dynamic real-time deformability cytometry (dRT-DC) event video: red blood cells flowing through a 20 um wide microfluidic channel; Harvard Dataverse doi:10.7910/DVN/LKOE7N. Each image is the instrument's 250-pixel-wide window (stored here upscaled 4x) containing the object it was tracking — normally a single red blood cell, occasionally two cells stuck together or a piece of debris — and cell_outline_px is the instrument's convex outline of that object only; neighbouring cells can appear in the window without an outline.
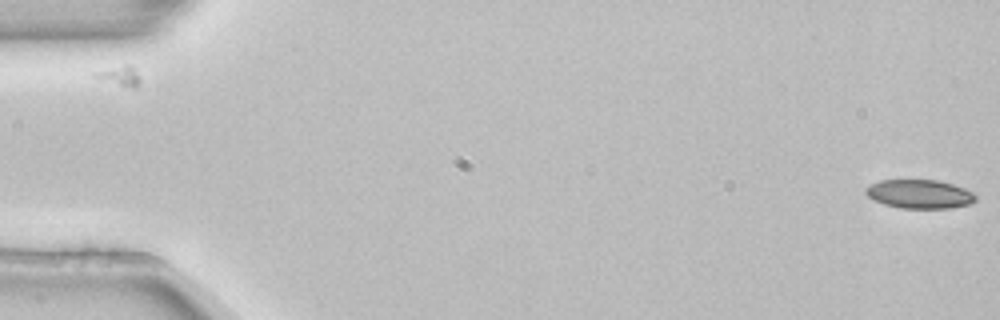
{"species": "common noctule bat (a hibernating species)", "species_latin": "Nyctalus noctula", "temperature_condition": "room temperature", "stored_images_in_passage": 5, "segment_of_instrument_passage": [1, 2], "camera_frame_rate_fps": 3000, "um_per_image_px": 0.085, "animal": {"sex": "female", "body_mass_g": 22.7, "forearm_length_mm": 54.2}, "frame": {"image": 1, "passage_image": 1, "time_ms": 0.0, "image_size_px": [1000, 320], "cell_outline_px": [[976, 200], [968, 204], [948, 208], [900, 208], [884, 204], [872, 200], [864, 192], [864, 188], [880, 180], [936, 180], [952, 184], [964, 188], [972, 192], [976, 196]], "centroid_in_image_um": [78.12, 16.49], "position_along_channel_um": 6.9, "area_um2": 18.38}}
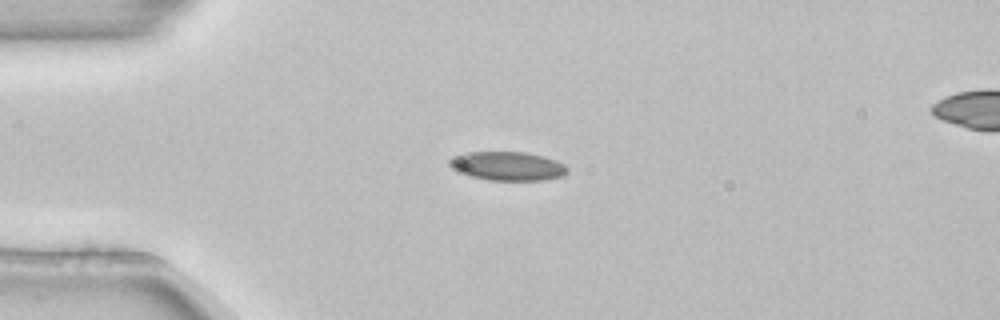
{"frame": {"image": 2, "passage_image": 4, "time_ms": 1.0, "image_size_px": [1000, 320], "cell_outline_px": [[568, 172], [564, 176], [544, 180], [488, 180], [456, 172], [448, 164], [448, 160], [452, 156], [464, 152], [528, 152], [544, 156], [556, 160], [564, 164], [568, 168]], "centroid_in_image_um": [43.13, 14.11], "position_along_channel_um": 41.9, "area_um2": 20.11}}